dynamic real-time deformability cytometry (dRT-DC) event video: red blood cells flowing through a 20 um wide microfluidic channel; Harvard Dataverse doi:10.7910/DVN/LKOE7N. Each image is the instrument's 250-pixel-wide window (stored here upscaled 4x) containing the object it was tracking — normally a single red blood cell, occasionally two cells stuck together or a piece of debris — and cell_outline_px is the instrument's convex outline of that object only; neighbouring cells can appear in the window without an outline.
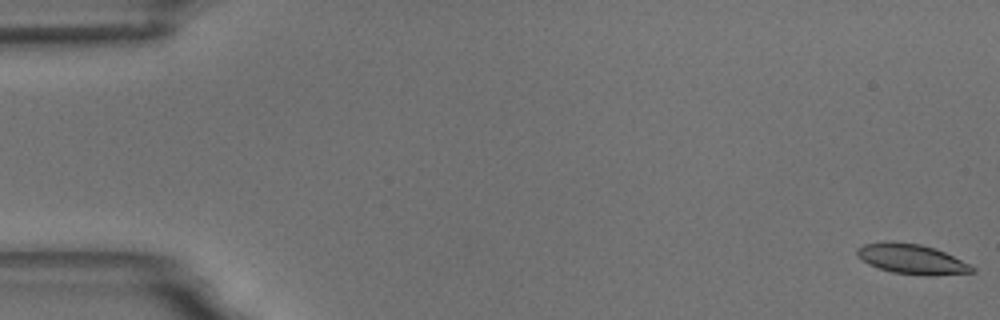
{"species": "common noctule bat (a hibernating species)", "species_latin": "Nyctalus noctula", "temperature_condition": "room temperature", "stored_images_in_passage": 59, "camera_frame_rate_fps": 3000, "um_per_image_px": 0.085, "animal": {"sex": "male", "body_mass_g": 18.8}, "frame": {"image": 1, "passage_image": 1, "time_ms": 0.0, "image_size_px": [1000, 320], "cell_outline_px": [[976, 272], [932, 276], [924, 276], [892, 272], [868, 264], [856, 256], [856, 248], [864, 244], [884, 240], [892, 240], [920, 244], [936, 248], [976, 268]], "centroid_in_image_um": [77.46, 22.01], "position_along_channel_um": 7.5, "area_um2": 20.4}}
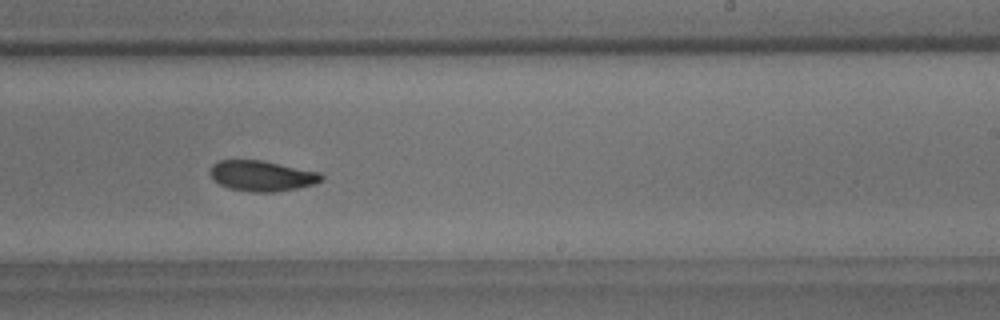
{"frame": {"image": 2, "passage_image": 36, "time_ms": 11.667, "image_size_px": [1000, 320], "cell_outline_px": [[324, 180], [312, 184], [296, 188], [272, 192], [252, 192], [228, 188], [220, 184], [212, 176], [212, 164], [220, 160], [260, 160], [320, 172], [324, 176]], "centroid_in_image_um": [22.29, 14.95], "position_along_channel_um": 266.7, "area_um2": 19.48}}
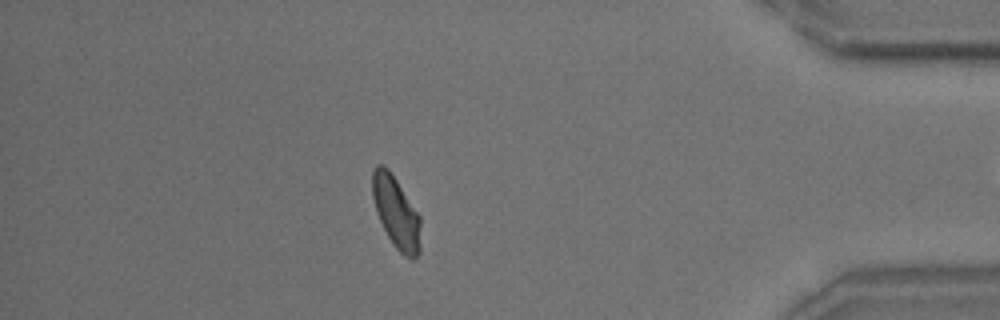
{"frame": {"image": 3, "passage_image": 51, "time_ms": 16.667, "image_size_px": [1000, 320], "cell_outline_px": [[420, 252], [412, 260], [404, 256], [392, 244], [376, 212], [372, 196], [372, 172], [376, 164], [384, 164], [388, 168], [420, 216]], "centroid_in_image_um": [33.66, 18.05], "position_along_channel_um": 401.5, "area_um2": 20.11}}